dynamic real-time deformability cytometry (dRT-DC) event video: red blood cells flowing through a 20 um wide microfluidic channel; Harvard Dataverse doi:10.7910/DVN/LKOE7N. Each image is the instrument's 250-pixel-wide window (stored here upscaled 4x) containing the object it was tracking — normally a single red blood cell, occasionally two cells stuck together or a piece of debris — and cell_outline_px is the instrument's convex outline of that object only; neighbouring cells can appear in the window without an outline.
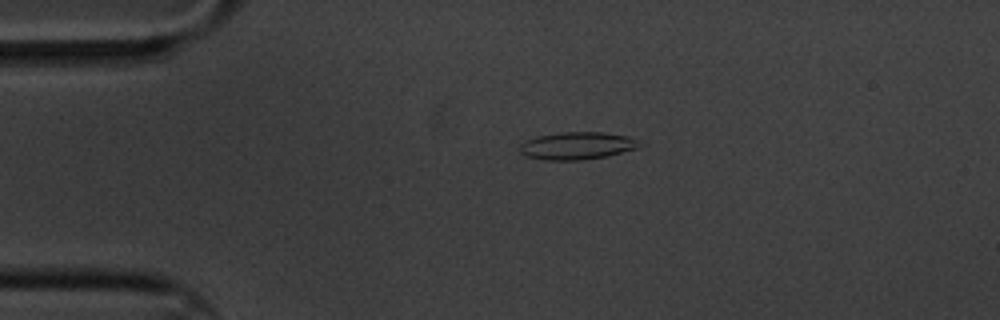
{"species": "common noctule bat (a hibernating species)", "species_latin": "Nyctalus noctula", "temperature_condition": "cold", "stored_images_in_passage": 4, "camera_frame_rate_fps": 3000, "um_per_image_px": 0.085, "animal": {"sex": "male", "body_mass_g": 20.1, "forearm_length_mm": 53.5}, "frame": {"image": 1, "passage_image": 3, "time_ms": 0.667, "image_size_px": [1000, 320], "cell_outline_px": [[644, 144], [636, 148], [604, 156], [580, 160], [544, 160], [524, 156], [520, 152], [520, 144], [524, 140], [536, 136], [564, 132], [600, 132], [628, 136]], "centroid_in_image_um": [48.99, 12.38], "position_along_channel_um": 36.0, "area_um2": 19.07}}